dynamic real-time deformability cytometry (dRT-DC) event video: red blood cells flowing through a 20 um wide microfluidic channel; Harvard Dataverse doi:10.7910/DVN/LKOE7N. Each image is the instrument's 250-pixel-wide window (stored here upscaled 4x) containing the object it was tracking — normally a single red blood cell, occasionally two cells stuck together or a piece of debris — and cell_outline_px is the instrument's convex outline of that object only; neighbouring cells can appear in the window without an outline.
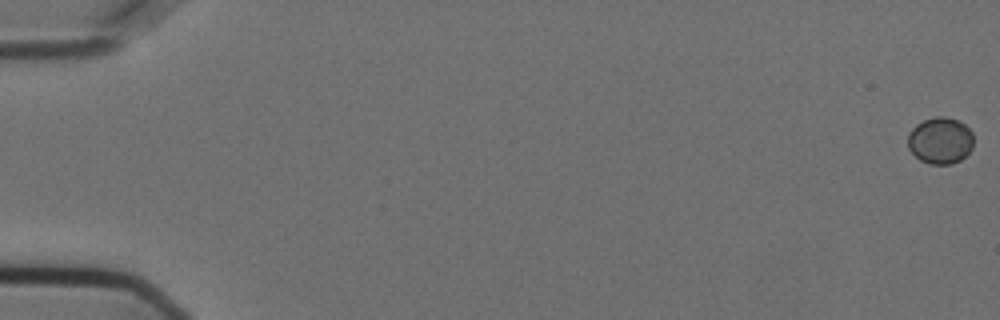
{"species": "Egyptian fruit bat (a non-hibernating species)", "species_latin": "Rousettus aegyptiacus", "temperature_condition": "cold", "stored_images_in_passage": 58, "camera_frame_rate_fps": 3000, "um_per_image_px": 0.085, "animal": {"sex": "female"}, "frame": {"image": 1, "passage_image": 1, "time_ms": 0.0, "image_size_px": [1000, 320], "cell_outline_px": [[972, 148], [960, 160], [952, 164], [928, 164], [920, 160], [908, 148], [908, 132], [916, 124], [924, 120], [936, 116], [944, 116], [956, 120], [964, 124], [972, 132]], "centroid_in_image_um": [79.9, 11.95], "position_along_channel_um": 5.1, "area_um2": 17.8}}
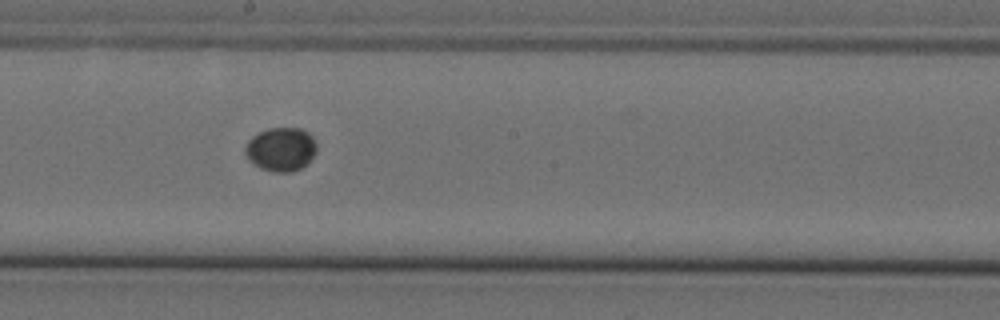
{"frame": {"image": 2, "passage_image": 33, "time_ms": 10.667, "image_size_px": [1000, 320], "cell_outline_px": [[316, 152], [300, 168], [292, 172], [272, 172], [260, 168], [248, 160], [244, 152], [244, 148], [248, 140], [252, 136], [268, 128], [300, 128], [308, 132], [312, 136], [316, 144]], "centroid_in_image_um": [23.84, 12.68], "position_along_channel_um": 224.4, "area_um2": 18.21}}
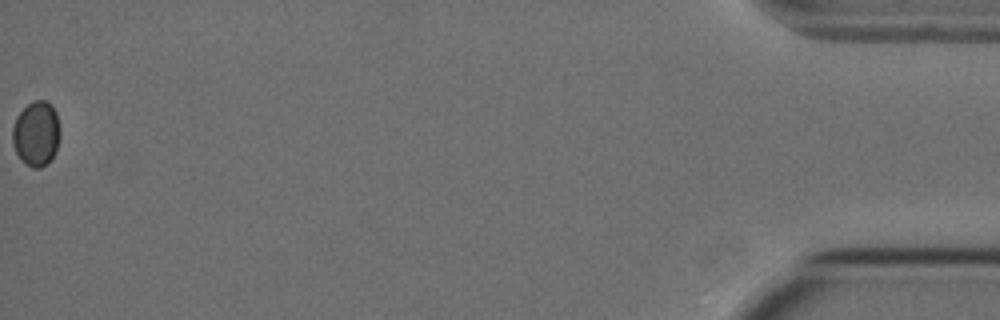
{"frame": {"image": 3, "passage_image": 58, "time_ms": 19.0, "image_size_px": [1000, 320], "cell_outline_px": [[60, 136], [56, 152], [48, 164], [40, 168], [32, 168], [20, 160], [12, 144], [12, 128], [16, 116], [28, 104], [36, 100], [44, 100], [52, 104], [56, 112], [60, 132]], "centroid_in_image_um": [3.08, 11.38], "position_along_channel_um": 432.1, "area_um2": 18.32}}